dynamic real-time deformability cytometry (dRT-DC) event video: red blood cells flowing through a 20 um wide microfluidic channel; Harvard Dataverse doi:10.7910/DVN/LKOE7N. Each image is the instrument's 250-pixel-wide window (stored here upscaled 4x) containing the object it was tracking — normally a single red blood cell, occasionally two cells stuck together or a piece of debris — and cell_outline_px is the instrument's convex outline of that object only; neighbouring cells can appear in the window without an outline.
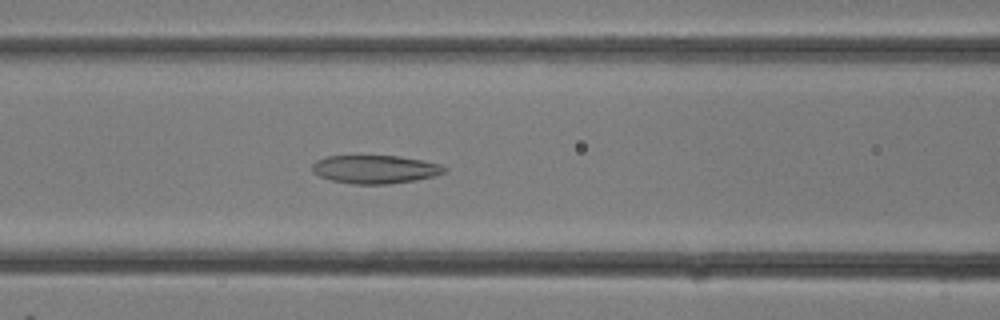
{"species": "common noctule bat (a hibernating species)", "species_latin": "Nyctalus noctula", "temperature_condition": "room temperature", "stored_images_in_passage": 14, "camera_frame_rate_fps": 3000, "um_per_image_px": 0.085, "animal": {"sex": "female"}, "frame": {"image": 1, "passage_image": 7, "time_ms": 2.0, "image_size_px": [1000, 320], "cell_outline_px": [[448, 168], [444, 172], [436, 176], [416, 180], [388, 184], [352, 184], [332, 180], [320, 176], [312, 172], [312, 164], [316, 160], [328, 156], [400, 156], [440, 164]], "centroid_in_image_um": [31.89, 14.39], "position_along_channel_um": 134.7, "area_um2": 21.79}}
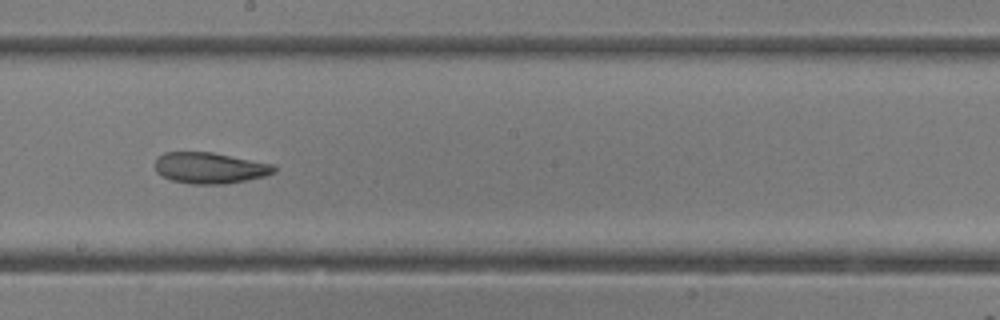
{"frame": {"image": 2, "passage_image": 11, "time_ms": 3.333, "image_size_px": [1000, 320], "cell_outline_px": [[276, 172], [264, 176], [224, 184], [192, 184], [172, 180], [156, 172], [156, 160], [164, 152], [212, 152], [272, 164], [276, 168]], "centroid_in_image_um": [17.84, 14.27], "position_along_channel_um": 230.4, "area_um2": 21.27}}
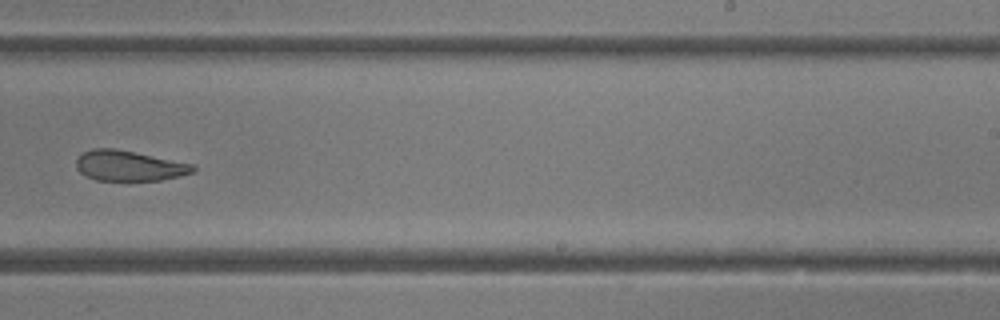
{"frame": {"image": 3, "passage_image": 13, "time_ms": 4.0, "image_size_px": [1000, 320], "cell_outline_px": [[196, 172], [180, 176], [160, 180], [96, 180], [80, 172], [76, 168], [76, 160], [84, 152], [92, 148], [112, 148], [196, 164]], "centroid_in_image_um": [11.02, 14.09], "position_along_channel_um": 278.0, "area_um2": 20.58}}